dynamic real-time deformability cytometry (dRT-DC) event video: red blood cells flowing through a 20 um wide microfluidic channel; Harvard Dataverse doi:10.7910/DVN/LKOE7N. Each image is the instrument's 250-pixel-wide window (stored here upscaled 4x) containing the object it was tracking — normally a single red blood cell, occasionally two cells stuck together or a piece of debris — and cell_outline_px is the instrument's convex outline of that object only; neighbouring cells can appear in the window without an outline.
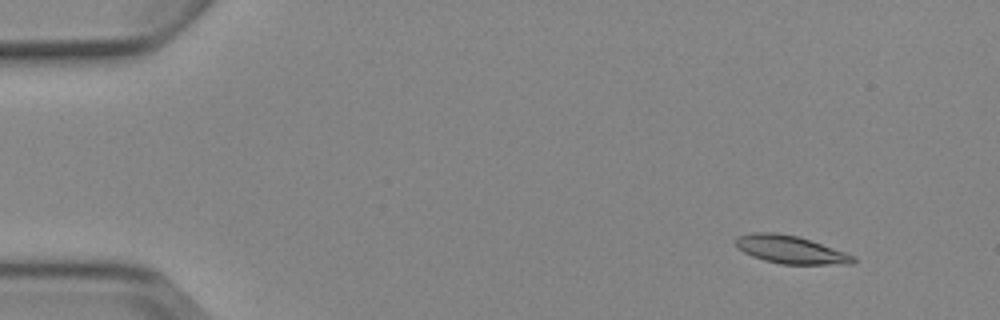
{"species": "Egyptian fruit bat (a non-hibernating species)", "species_latin": "Rousettus aegyptiacus", "temperature_condition": "cold", "stored_images_in_passage": 5, "camera_frame_rate_fps": 3000, "um_per_image_px": 0.085, "animal": {"sex": "female"}, "frame": {"image": 1, "passage_image": 2, "time_ms": 1.333, "image_size_px": [1000, 320], "cell_outline_px": [[856, 260], [852, 264], [780, 264], [764, 260], [752, 256], [736, 248], [736, 236], [752, 232], [776, 232], [800, 236], [856, 256]], "centroid_in_image_um": [67.18, 21.2], "position_along_channel_um": 17.8, "area_um2": 19.31}}
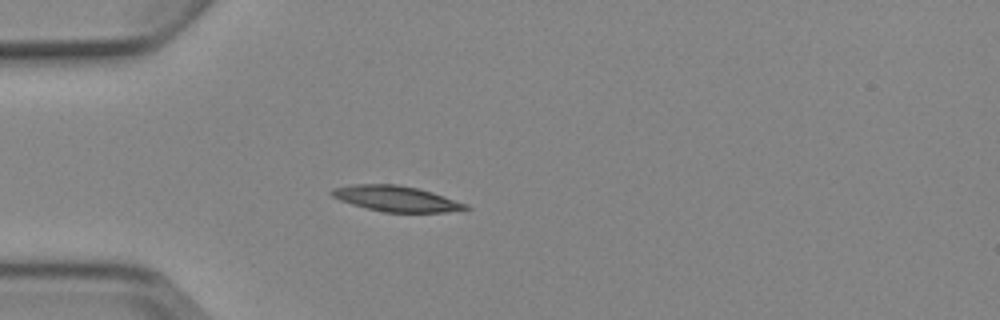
{"frame": {"image": 2, "passage_image": 5, "time_ms": 4.667, "image_size_px": [1000, 320], "cell_outline_px": [[472, 208], [444, 212], [384, 212], [352, 204], [340, 200], [332, 196], [328, 192], [332, 188], [352, 184], [396, 184], [420, 188], [468, 204]], "centroid_in_image_um": [33.66, 16.87], "position_along_channel_um": 51.3, "area_um2": 20.0}}